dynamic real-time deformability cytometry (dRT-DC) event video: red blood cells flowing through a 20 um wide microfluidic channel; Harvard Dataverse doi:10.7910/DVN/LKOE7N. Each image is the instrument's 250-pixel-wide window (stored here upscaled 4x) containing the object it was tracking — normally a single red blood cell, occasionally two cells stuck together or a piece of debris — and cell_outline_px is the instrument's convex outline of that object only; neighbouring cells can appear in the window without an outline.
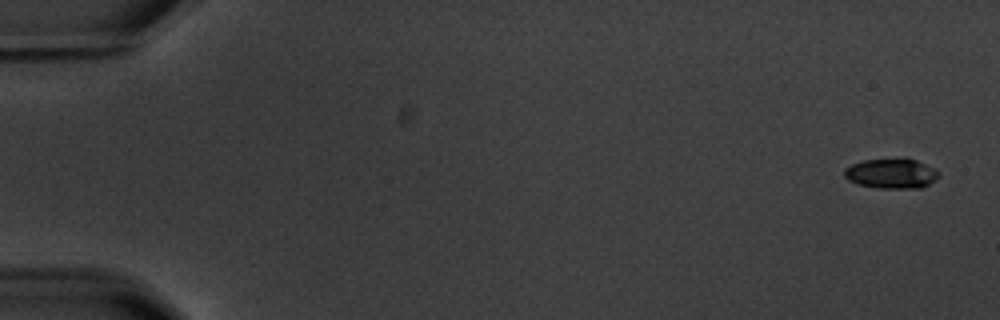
{"species": "common noctule bat (a hibernating species)", "species_latin": "Nyctalus noctula", "temperature_condition": "warm", "stored_images_in_passage": 14, "camera_frame_rate_fps": 3000, "um_per_image_px": 0.085, "animal": {"sex": "male", "body_mass_g": 20.1, "forearm_length_mm": 53.5}, "frame": {"image": 1, "passage_image": 1, "time_ms": 0.0, "image_size_px": [1000, 320], "cell_outline_px": [[940, 176], [936, 180], [920, 188], [876, 188], [860, 184], [848, 180], [844, 176], [844, 168], [852, 164], [864, 160], [904, 156], [916, 160], [936, 168], [940, 172]], "centroid_in_image_um": [75.81, 14.71], "position_along_channel_um": 9.2, "area_um2": 16.99}}
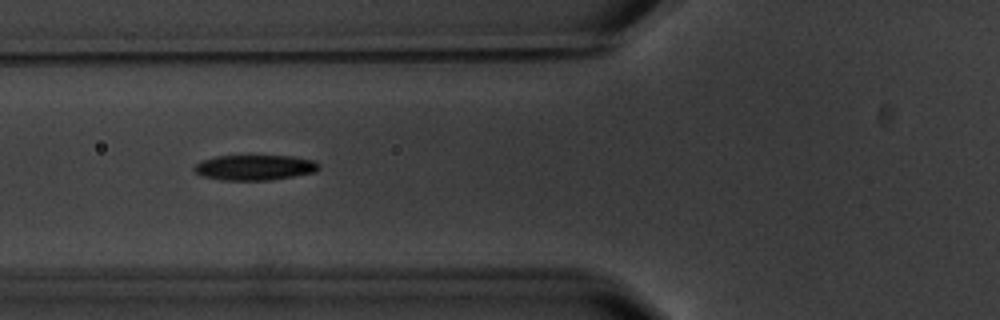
{"frame": {"image": 2, "passage_image": 6, "time_ms": 7.0, "image_size_px": [1000, 320], "cell_outline_px": [[320, 168], [316, 172], [268, 180], [220, 180], [200, 176], [192, 168], [200, 160], [216, 156], [292, 156], [312, 160], [320, 164]], "centroid_in_image_um": [21.61, 14.24], "position_along_channel_um": 104.2, "area_um2": 18.44}}
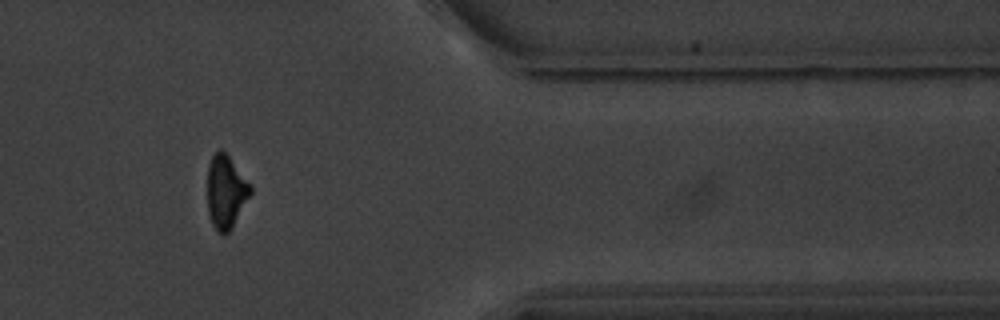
{"frame": {"image": 3, "passage_image": 13, "time_ms": 15.667, "image_size_px": [1000, 320], "cell_outline_px": [[252, 192], [232, 228], [224, 236], [216, 232], [212, 224], [208, 212], [208, 164], [212, 156], [220, 148], [228, 156], [252, 184]], "centroid_in_image_um": [19.21, 16.33], "position_along_channel_um": 392.2, "area_um2": 18.5}, "authors_computed_cell_mechanics": {"area_um2": 18.207, "velocity_mm_per_s": 3.5307, "shape_relaxation_time_tau1_ms": 1.9586, "shape_relaxation_time_tau2_ms": 8.1381, "deformation_change_tau1": 0.1303, "deformation_change_tau2": 0.1047}}